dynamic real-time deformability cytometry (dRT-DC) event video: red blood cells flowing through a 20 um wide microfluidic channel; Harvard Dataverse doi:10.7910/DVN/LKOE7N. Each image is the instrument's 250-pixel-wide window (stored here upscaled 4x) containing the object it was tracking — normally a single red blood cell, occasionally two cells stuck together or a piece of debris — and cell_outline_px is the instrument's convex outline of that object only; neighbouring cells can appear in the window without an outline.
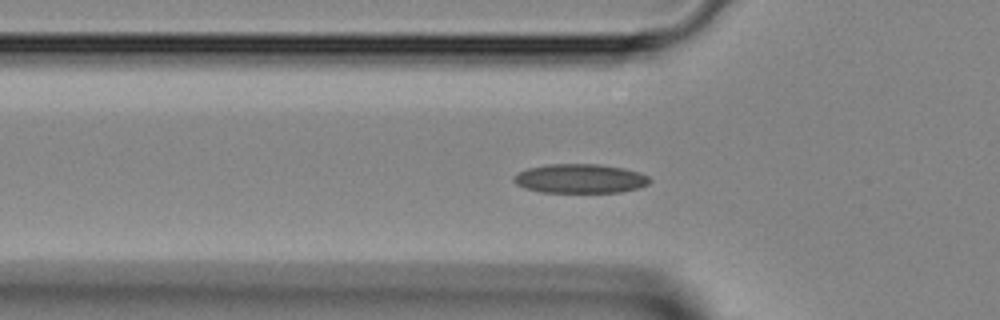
{"species": "Egyptian fruit bat (a non-hibernating species)", "species_latin": "Rousettus aegyptiacus", "temperature_condition": "room temperature", "stored_images_in_passage": 38, "camera_frame_rate_fps": 3000, "um_per_image_px": 0.085, "animal": {"sex": "female"}, "frame": {"image": 1, "passage_image": 6, "time_ms": 1.667, "image_size_px": [1000, 320], "cell_outline_px": [[652, 180], [648, 184], [636, 188], [620, 192], [540, 192], [524, 188], [516, 184], [512, 180], [512, 176], [528, 168], [548, 164], [596, 164], [624, 168], [648, 176]], "centroid_in_image_um": [49.27, 15.18], "position_along_channel_um": 76.5, "area_um2": 23.0}}
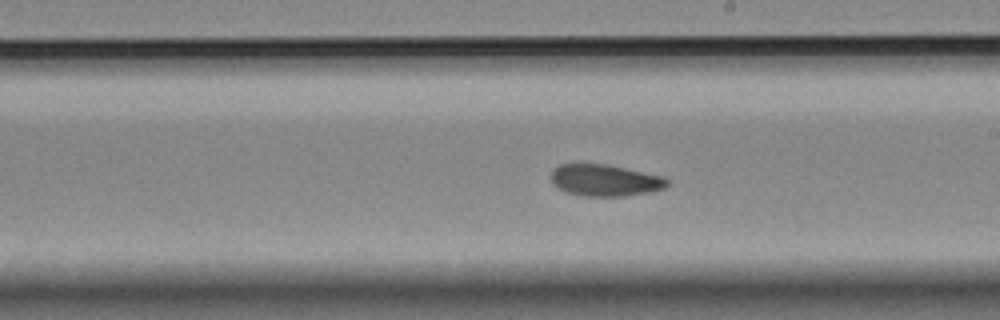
{"frame": {"image": 2, "passage_image": 17, "time_ms": 5.333, "image_size_px": [1000, 320], "cell_outline_px": [[668, 184], [664, 188], [648, 192], [624, 196], [580, 196], [568, 192], [552, 184], [552, 168], [560, 164], [608, 164], [664, 176], [668, 180]], "centroid_in_image_um": [51.43, 15.32], "position_along_channel_um": 237.6, "area_um2": 21.44}}
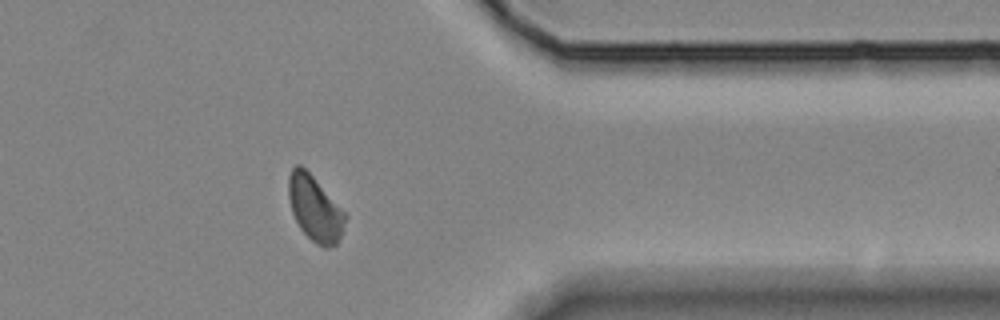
{"frame": {"image": 3, "passage_image": 28, "time_ms": 9.0, "image_size_px": [1000, 320], "cell_outline_px": [[348, 216], [340, 236], [336, 244], [328, 248], [324, 248], [316, 244], [300, 228], [292, 212], [288, 196], [288, 176], [292, 168], [296, 164], [300, 164], [312, 176]], "centroid_in_image_um": [26.75, 17.73], "position_along_channel_um": 384.6, "area_um2": 21.27}}